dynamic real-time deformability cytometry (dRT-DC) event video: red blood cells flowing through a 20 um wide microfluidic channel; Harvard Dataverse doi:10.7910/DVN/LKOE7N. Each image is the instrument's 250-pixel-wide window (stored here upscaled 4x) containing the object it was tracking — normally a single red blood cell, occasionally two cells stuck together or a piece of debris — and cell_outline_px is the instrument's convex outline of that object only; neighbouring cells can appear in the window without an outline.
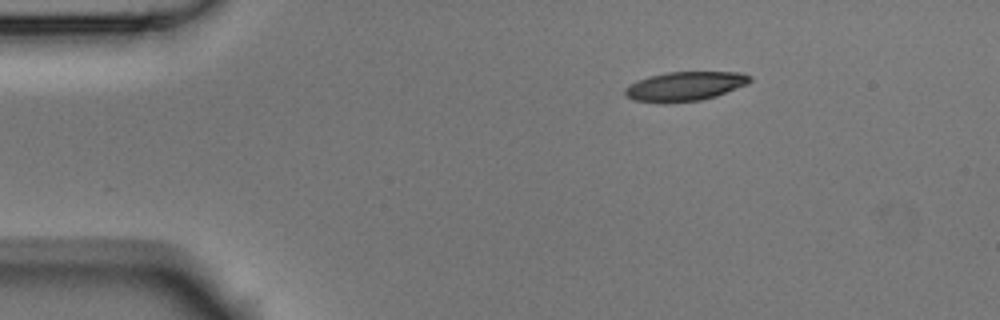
{"species": "Egyptian fruit bat (a non-hibernating species)", "species_latin": "Rousettus aegyptiacus", "temperature_condition": "room temperature", "stored_images_in_passage": 4, "segment_of_instrument_passage": [1, 2], "camera_frame_rate_fps": 3000, "um_per_image_px": 0.085, "animal": {"sex": "male"}, "frame": {"image": 1, "passage_image": 1, "time_ms": 0.0, "image_size_px": [1000, 320], "cell_outline_px": [[752, 80], [748, 84], [716, 96], [700, 100], [664, 104], [632, 100], [624, 92], [624, 88], [628, 84], [648, 76], [668, 72], [744, 72], [752, 76]], "centroid_in_image_um": [58.22, 7.34], "position_along_channel_um": 26.8, "area_um2": 21.62}}